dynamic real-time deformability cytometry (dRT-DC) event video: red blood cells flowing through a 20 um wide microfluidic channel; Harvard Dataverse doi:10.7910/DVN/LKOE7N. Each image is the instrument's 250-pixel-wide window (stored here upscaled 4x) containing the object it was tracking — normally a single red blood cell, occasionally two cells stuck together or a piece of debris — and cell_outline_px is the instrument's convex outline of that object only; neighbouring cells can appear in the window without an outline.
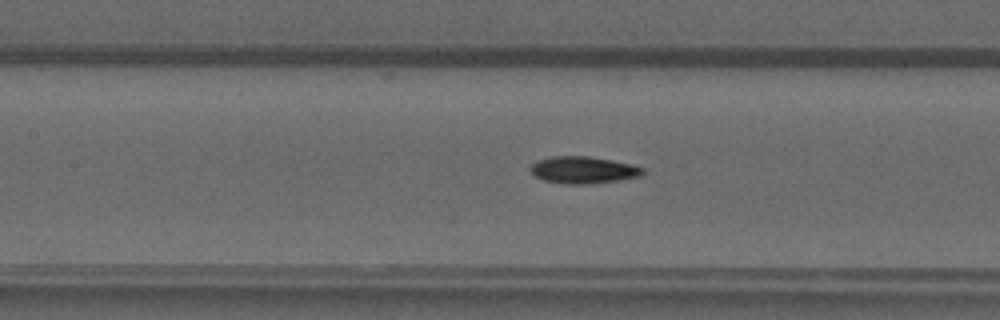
{"species": "common noctule bat (a hibernating species)", "species_latin": "Nyctalus noctula", "temperature_condition": "warm", "stored_images_in_passage": 48, "camera_frame_rate_fps": 3000, "um_per_image_px": 0.085, "animal": {"sex": "male", "forearm_length_mm": 52.5}, "frame": {"image": 1, "passage_image": 21, "time_ms": 6.667, "image_size_px": [1000, 320], "cell_outline_px": [[644, 172], [640, 176], [620, 180], [592, 184], [568, 184], [544, 180], [536, 176], [528, 168], [536, 160], [552, 156], [588, 156], [612, 160], [632, 164], [644, 168]], "centroid_in_image_um": [49.58, 14.44], "position_along_channel_um": 157.8, "area_um2": 17.74}}
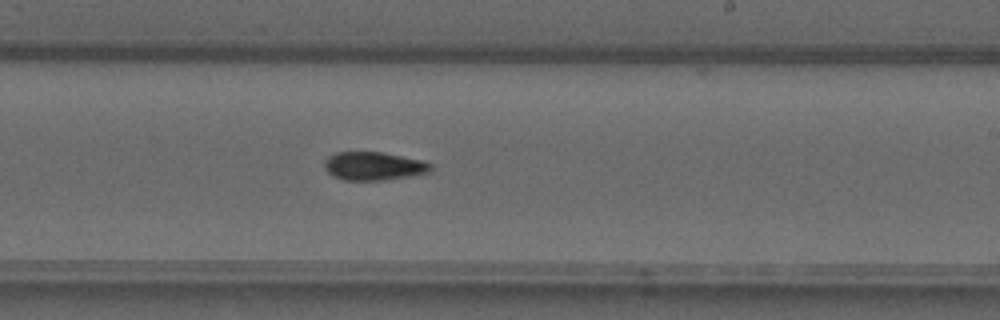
{"frame": {"image": 2, "passage_image": 28, "time_ms": 9.0, "image_size_px": [1000, 320], "cell_outline_px": [[432, 168], [428, 172], [412, 176], [384, 180], [344, 180], [332, 176], [324, 168], [324, 160], [328, 156], [336, 152], [384, 152], [424, 160], [432, 164]], "centroid_in_image_um": [31.77, 14.11], "position_along_channel_um": 257.2, "area_um2": 17.8}}
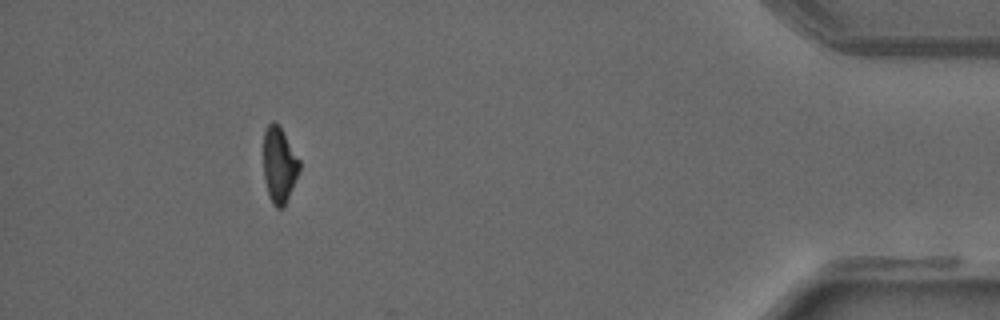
{"frame": {"image": 3, "passage_image": 43, "time_ms": 14.0, "image_size_px": [1000, 320], "cell_outline_px": [[300, 168], [284, 208], [276, 208], [272, 204], [268, 196], [264, 176], [264, 132], [268, 124], [272, 120], [280, 128], [300, 160]], "centroid_in_image_um": [23.72, 14.06], "position_along_channel_um": 411.5, "area_um2": 15.66}}